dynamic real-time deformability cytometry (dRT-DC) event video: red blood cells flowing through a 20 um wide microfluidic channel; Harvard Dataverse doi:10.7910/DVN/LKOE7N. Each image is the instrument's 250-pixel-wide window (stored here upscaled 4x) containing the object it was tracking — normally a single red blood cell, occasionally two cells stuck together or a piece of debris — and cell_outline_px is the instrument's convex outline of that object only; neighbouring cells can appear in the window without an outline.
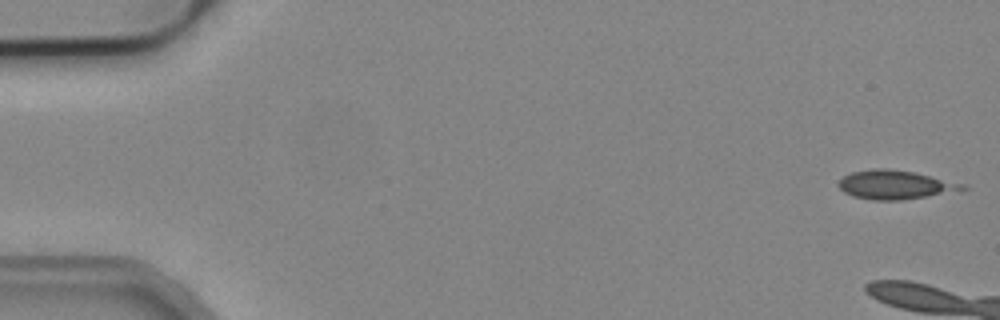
{"species": "common noctule bat (a hibernating species)", "species_latin": "Nyctalus noctula", "temperature_condition": "cold", "stored_images_in_passage": 6, "camera_frame_rate_fps": 3000, "um_per_image_px": 0.085, "animal": {"sex": "male", "body_mass_g": 19.2, "forearm_length_mm": 51.8}, "frame": {"image": 1, "passage_image": 1, "time_ms": 0.0, "image_size_px": [1000, 320], "cell_outline_px": [[968, 188], [924, 196], [900, 200], [872, 200], [852, 196], [844, 192], [836, 184], [844, 176], [852, 172], [876, 168], [888, 168], [912, 172], [968, 184]], "centroid_in_image_um": [76.04, 15.69], "position_along_channel_um": 9.0, "area_um2": 20.52}}